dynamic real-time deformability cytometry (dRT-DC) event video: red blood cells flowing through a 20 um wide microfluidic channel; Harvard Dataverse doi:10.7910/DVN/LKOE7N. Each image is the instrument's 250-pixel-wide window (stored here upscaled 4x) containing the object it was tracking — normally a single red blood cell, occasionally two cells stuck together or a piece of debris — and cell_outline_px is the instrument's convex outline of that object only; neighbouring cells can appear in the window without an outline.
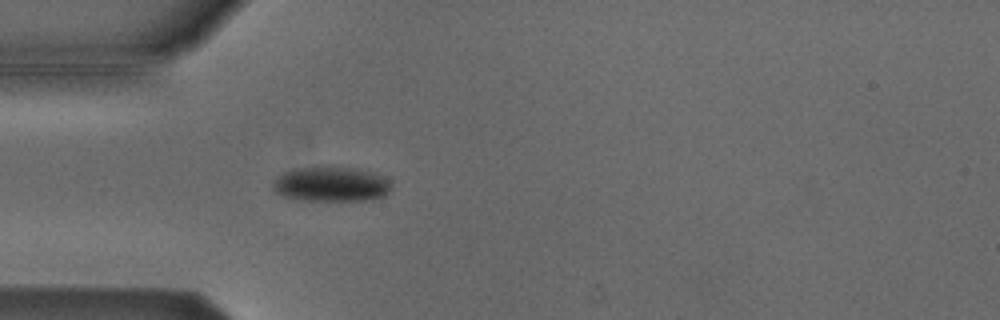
{"species": "Egyptian fruit bat (a non-hibernating species)", "species_latin": "Rousettus aegyptiacus", "temperature_condition": "cold", "stored_images_in_passage": 2, "camera_frame_rate_fps": 3000, "um_per_image_px": 0.085, "animal": {"sex": "male"}, "frame": {"image": 1, "passage_image": 2, "time_ms": 0.333, "image_size_px": [1000, 320], "cell_outline_px": [[392, 188], [384, 196], [372, 200], [296, 200], [284, 196], [276, 192], [272, 188], [276, 180], [284, 172], [300, 168], [348, 168], [372, 172], [388, 180]], "centroid_in_image_um": [28.17, 15.69], "position_along_channel_um": 56.8, "area_um2": 23.41}}